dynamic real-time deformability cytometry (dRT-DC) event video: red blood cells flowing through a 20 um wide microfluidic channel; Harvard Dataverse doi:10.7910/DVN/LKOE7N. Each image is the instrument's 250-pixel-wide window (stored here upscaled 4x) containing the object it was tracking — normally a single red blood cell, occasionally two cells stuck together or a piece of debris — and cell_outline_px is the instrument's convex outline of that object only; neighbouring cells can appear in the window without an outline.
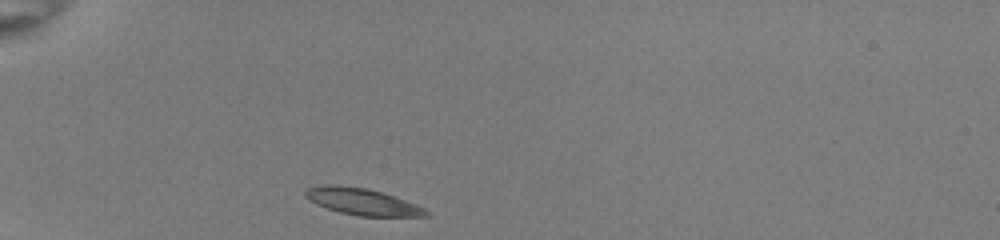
{"species": "common noctule bat (a hibernating species)", "species_latin": "Nyctalus noctula", "temperature_condition": "room temperature", "stored_images_in_passage": 32, "camera_frame_rate_fps": 3000, "um_per_image_px": 0.085, "animal": {"sex": "female", "body_mass_g": 22.0, "forearm_length_mm": 56.7}, "frame": {"image": 1, "passage_image": 1, "time_ms": 0.0, "image_size_px": [1000, 240], "cell_outline_px": [[428, 216], [360, 216], [340, 212], [328, 208], [308, 200], [304, 196], [304, 192], [308, 188], [364, 188], [380, 192], [404, 200], [424, 208], [428, 212]], "centroid_in_image_um": [30.87, 17.2], "position_along_channel_um": 54.1, "area_um2": 17.4}}
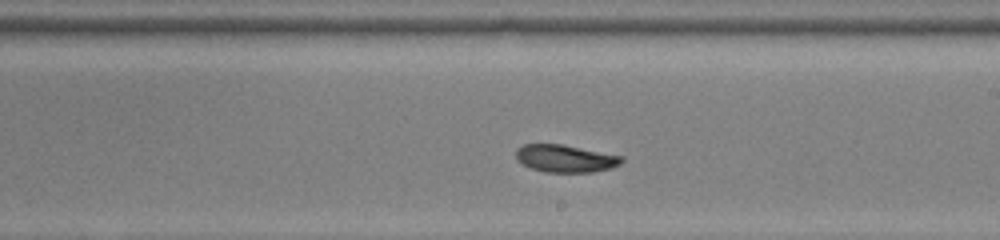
{"frame": {"image": 2, "passage_image": 17, "time_ms": 5.333, "image_size_px": [1000, 240], "cell_outline_px": [[624, 160], [620, 164], [608, 168], [592, 172], [544, 172], [532, 168], [516, 160], [516, 148], [524, 144], [560, 144], [624, 156]], "centroid_in_image_um": [48.04, 13.46], "position_along_channel_um": 241.0, "area_um2": 16.82}}
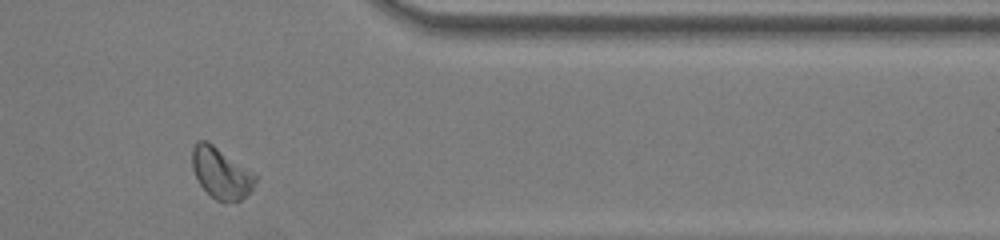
{"frame": {"image": 3, "passage_image": 29, "time_ms": 9.333, "image_size_px": [1000, 240], "cell_outline_px": [[256, 180], [252, 188], [240, 200], [224, 204], [216, 200], [200, 184], [192, 168], [192, 148], [200, 140], [204, 140], [212, 144], [256, 176]], "centroid_in_image_um": [18.75, 14.75], "position_along_channel_um": 392.6, "area_um2": 18.09}, "authors_computed_cell_mechanics": {"area_um2": 17.4267, "velocity_mm_per_s": 3.965, "shape_relaxation_time_tau1_ms": 3.4922, "shape_relaxation_time_tau2_ms": 1.9533, "deformation_change_tau1": 0.1179, "deformation_change_tau2": 0.0561}}